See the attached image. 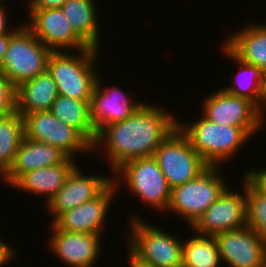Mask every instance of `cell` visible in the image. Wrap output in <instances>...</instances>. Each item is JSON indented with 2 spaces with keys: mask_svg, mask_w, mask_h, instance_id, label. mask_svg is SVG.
Here are the masks:
<instances>
[{
  "mask_svg": "<svg viewBox=\"0 0 266 267\" xmlns=\"http://www.w3.org/2000/svg\"><path fill=\"white\" fill-rule=\"evenodd\" d=\"M158 105L143 103L127 119L97 133L92 149L105 146L111 174L129 160L153 157L160 143L178 128V120Z\"/></svg>",
  "mask_w": 266,
  "mask_h": 267,
  "instance_id": "obj_1",
  "label": "cell"
},
{
  "mask_svg": "<svg viewBox=\"0 0 266 267\" xmlns=\"http://www.w3.org/2000/svg\"><path fill=\"white\" fill-rule=\"evenodd\" d=\"M99 50L90 47L78 50L77 54L71 51L69 54L67 51L51 52L47 70L56 83L58 95L82 101L91 100L97 78L100 76L94 67Z\"/></svg>",
  "mask_w": 266,
  "mask_h": 267,
  "instance_id": "obj_2",
  "label": "cell"
},
{
  "mask_svg": "<svg viewBox=\"0 0 266 267\" xmlns=\"http://www.w3.org/2000/svg\"><path fill=\"white\" fill-rule=\"evenodd\" d=\"M181 122L179 130L209 166L229 162L251 138L241 127L214 123L203 115L191 124Z\"/></svg>",
  "mask_w": 266,
  "mask_h": 267,
  "instance_id": "obj_3",
  "label": "cell"
},
{
  "mask_svg": "<svg viewBox=\"0 0 266 267\" xmlns=\"http://www.w3.org/2000/svg\"><path fill=\"white\" fill-rule=\"evenodd\" d=\"M128 249L140 260L155 267H181L183 241L138 216H130ZM136 217V218H135Z\"/></svg>",
  "mask_w": 266,
  "mask_h": 267,
  "instance_id": "obj_4",
  "label": "cell"
},
{
  "mask_svg": "<svg viewBox=\"0 0 266 267\" xmlns=\"http://www.w3.org/2000/svg\"><path fill=\"white\" fill-rule=\"evenodd\" d=\"M51 52L25 24H22L10 36L0 73L18 87L22 82L33 79L47 70Z\"/></svg>",
  "mask_w": 266,
  "mask_h": 267,
  "instance_id": "obj_5",
  "label": "cell"
},
{
  "mask_svg": "<svg viewBox=\"0 0 266 267\" xmlns=\"http://www.w3.org/2000/svg\"><path fill=\"white\" fill-rule=\"evenodd\" d=\"M220 167L208 166L193 180L172 188L167 211L185 218L191 227L227 187Z\"/></svg>",
  "mask_w": 266,
  "mask_h": 267,
  "instance_id": "obj_6",
  "label": "cell"
},
{
  "mask_svg": "<svg viewBox=\"0 0 266 267\" xmlns=\"http://www.w3.org/2000/svg\"><path fill=\"white\" fill-rule=\"evenodd\" d=\"M113 174H115L113 175V182L117 186L122 180L121 182L124 181L132 191L131 194L134 193L136 196H139L141 202L156 210L167 211L171 197V188L153 157L129 160Z\"/></svg>",
  "mask_w": 266,
  "mask_h": 267,
  "instance_id": "obj_7",
  "label": "cell"
},
{
  "mask_svg": "<svg viewBox=\"0 0 266 267\" xmlns=\"http://www.w3.org/2000/svg\"><path fill=\"white\" fill-rule=\"evenodd\" d=\"M153 158L171 189L193 180L209 166L179 128L160 143Z\"/></svg>",
  "mask_w": 266,
  "mask_h": 267,
  "instance_id": "obj_8",
  "label": "cell"
},
{
  "mask_svg": "<svg viewBox=\"0 0 266 267\" xmlns=\"http://www.w3.org/2000/svg\"><path fill=\"white\" fill-rule=\"evenodd\" d=\"M21 116L25 138L55 146L72 159L79 153L92 151V145L76 129L59 121L51 111Z\"/></svg>",
  "mask_w": 266,
  "mask_h": 267,
  "instance_id": "obj_9",
  "label": "cell"
},
{
  "mask_svg": "<svg viewBox=\"0 0 266 267\" xmlns=\"http://www.w3.org/2000/svg\"><path fill=\"white\" fill-rule=\"evenodd\" d=\"M203 116L209 121L241 127L251 138L265 125L264 113L251 101L223 89L203 101Z\"/></svg>",
  "mask_w": 266,
  "mask_h": 267,
  "instance_id": "obj_10",
  "label": "cell"
},
{
  "mask_svg": "<svg viewBox=\"0 0 266 267\" xmlns=\"http://www.w3.org/2000/svg\"><path fill=\"white\" fill-rule=\"evenodd\" d=\"M242 193L230 191L228 186L219 198L211 204L190 227L200 235L216 234L238 230L247 226L245 177Z\"/></svg>",
  "mask_w": 266,
  "mask_h": 267,
  "instance_id": "obj_11",
  "label": "cell"
},
{
  "mask_svg": "<svg viewBox=\"0 0 266 267\" xmlns=\"http://www.w3.org/2000/svg\"><path fill=\"white\" fill-rule=\"evenodd\" d=\"M25 25L51 51L90 48L73 30L61 8L29 9ZM67 48V49H66Z\"/></svg>",
  "mask_w": 266,
  "mask_h": 267,
  "instance_id": "obj_12",
  "label": "cell"
},
{
  "mask_svg": "<svg viewBox=\"0 0 266 267\" xmlns=\"http://www.w3.org/2000/svg\"><path fill=\"white\" fill-rule=\"evenodd\" d=\"M221 262L228 267H261L266 255V241L246 226L214 235Z\"/></svg>",
  "mask_w": 266,
  "mask_h": 267,
  "instance_id": "obj_13",
  "label": "cell"
},
{
  "mask_svg": "<svg viewBox=\"0 0 266 267\" xmlns=\"http://www.w3.org/2000/svg\"><path fill=\"white\" fill-rule=\"evenodd\" d=\"M112 182L99 196L86 201L80 206L61 213L52 224L58 229L67 232L95 233L102 235V228L105 227L106 215L114 195L118 188Z\"/></svg>",
  "mask_w": 266,
  "mask_h": 267,
  "instance_id": "obj_14",
  "label": "cell"
},
{
  "mask_svg": "<svg viewBox=\"0 0 266 267\" xmlns=\"http://www.w3.org/2000/svg\"><path fill=\"white\" fill-rule=\"evenodd\" d=\"M84 175L77 165L63 187L46 204L48 214H52L54 220L61 213L96 198L113 182V176L109 178L108 175Z\"/></svg>",
  "mask_w": 266,
  "mask_h": 267,
  "instance_id": "obj_15",
  "label": "cell"
},
{
  "mask_svg": "<svg viewBox=\"0 0 266 267\" xmlns=\"http://www.w3.org/2000/svg\"><path fill=\"white\" fill-rule=\"evenodd\" d=\"M50 251L69 267H93L100 254L101 237L95 233L58 230L51 225Z\"/></svg>",
  "mask_w": 266,
  "mask_h": 267,
  "instance_id": "obj_16",
  "label": "cell"
},
{
  "mask_svg": "<svg viewBox=\"0 0 266 267\" xmlns=\"http://www.w3.org/2000/svg\"><path fill=\"white\" fill-rule=\"evenodd\" d=\"M101 81L98 77L90 100V118L96 133L103 127L127 119L143 104L130 99L128 93L115 85L102 89Z\"/></svg>",
  "mask_w": 266,
  "mask_h": 267,
  "instance_id": "obj_17",
  "label": "cell"
},
{
  "mask_svg": "<svg viewBox=\"0 0 266 267\" xmlns=\"http://www.w3.org/2000/svg\"><path fill=\"white\" fill-rule=\"evenodd\" d=\"M74 161L55 146L24 137L11 168L1 179L12 187L30 171L57 164H77Z\"/></svg>",
  "mask_w": 266,
  "mask_h": 267,
  "instance_id": "obj_18",
  "label": "cell"
},
{
  "mask_svg": "<svg viewBox=\"0 0 266 267\" xmlns=\"http://www.w3.org/2000/svg\"><path fill=\"white\" fill-rule=\"evenodd\" d=\"M57 97L56 83L46 70L16 87V110L20 114L50 111Z\"/></svg>",
  "mask_w": 266,
  "mask_h": 267,
  "instance_id": "obj_19",
  "label": "cell"
},
{
  "mask_svg": "<svg viewBox=\"0 0 266 267\" xmlns=\"http://www.w3.org/2000/svg\"><path fill=\"white\" fill-rule=\"evenodd\" d=\"M232 33L224 44L243 62L266 73V24L253 22Z\"/></svg>",
  "mask_w": 266,
  "mask_h": 267,
  "instance_id": "obj_20",
  "label": "cell"
},
{
  "mask_svg": "<svg viewBox=\"0 0 266 267\" xmlns=\"http://www.w3.org/2000/svg\"><path fill=\"white\" fill-rule=\"evenodd\" d=\"M222 45V52L224 53V55H226L229 60L232 59V61H235L234 63L237 62L236 64L240 66L238 73L235 74L236 77H234L232 81L233 86L229 85V87H224L222 89L231 95L248 99L249 101L253 102L263 113H265L264 109L266 107V73H264L257 66H253L246 62H243L224 43ZM243 73H247L245 76H247L248 79L245 78ZM237 76L240 78H238ZM242 76H244L245 81L247 80V82H250L251 85L244 84L245 81H242ZM246 85L248 87H246Z\"/></svg>",
  "mask_w": 266,
  "mask_h": 267,
  "instance_id": "obj_21",
  "label": "cell"
},
{
  "mask_svg": "<svg viewBox=\"0 0 266 267\" xmlns=\"http://www.w3.org/2000/svg\"><path fill=\"white\" fill-rule=\"evenodd\" d=\"M76 164H57L36 169L24 174L12 188L31 194L45 195L48 204L55 194L63 187Z\"/></svg>",
  "mask_w": 266,
  "mask_h": 267,
  "instance_id": "obj_22",
  "label": "cell"
},
{
  "mask_svg": "<svg viewBox=\"0 0 266 267\" xmlns=\"http://www.w3.org/2000/svg\"><path fill=\"white\" fill-rule=\"evenodd\" d=\"M61 9L75 33L92 48L99 49L98 14L94 0H66Z\"/></svg>",
  "mask_w": 266,
  "mask_h": 267,
  "instance_id": "obj_23",
  "label": "cell"
},
{
  "mask_svg": "<svg viewBox=\"0 0 266 267\" xmlns=\"http://www.w3.org/2000/svg\"><path fill=\"white\" fill-rule=\"evenodd\" d=\"M50 111L63 123L76 129L91 145L97 133L90 118V101L58 95Z\"/></svg>",
  "mask_w": 266,
  "mask_h": 267,
  "instance_id": "obj_24",
  "label": "cell"
},
{
  "mask_svg": "<svg viewBox=\"0 0 266 267\" xmlns=\"http://www.w3.org/2000/svg\"><path fill=\"white\" fill-rule=\"evenodd\" d=\"M23 138L24 121L17 110L0 117V174L2 176L11 168Z\"/></svg>",
  "mask_w": 266,
  "mask_h": 267,
  "instance_id": "obj_25",
  "label": "cell"
},
{
  "mask_svg": "<svg viewBox=\"0 0 266 267\" xmlns=\"http://www.w3.org/2000/svg\"><path fill=\"white\" fill-rule=\"evenodd\" d=\"M183 241V265L188 267H220L222 264L214 236L200 235Z\"/></svg>",
  "mask_w": 266,
  "mask_h": 267,
  "instance_id": "obj_26",
  "label": "cell"
},
{
  "mask_svg": "<svg viewBox=\"0 0 266 267\" xmlns=\"http://www.w3.org/2000/svg\"><path fill=\"white\" fill-rule=\"evenodd\" d=\"M247 226L266 241V195L245 178Z\"/></svg>",
  "mask_w": 266,
  "mask_h": 267,
  "instance_id": "obj_27",
  "label": "cell"
},
{
  "mask_svg": "<svg viewBox=\"0 0 266 267\" xmlns=\"http://www.w3.org/2000/svg\"><path fill=\"white\" fill-rule=\"evenodd\" d=\"M16 110V87L0 73V117Z\"/></svg>",
  "mask_w": 266,
  "mask_h": 267,
  "instance_id": "obj_28",
  "label": "cell"
},
{
  "mask_svg": "<svg viewBox=\"0 0 266 267\" xmlns=\"http://www.w3.org/2000/svg\"><path fill=\"white\" fill-rule=\"evenodd\" d=\"M251 169V170H250ZM253 169V170H252ZM245 174V175H244ZM243 176L260 192L266 195V168H249Z\"/></svg>",
  "mask_w": 266,
  "mask_h": 267,
  "instance_id": "obj_29",
  "label": "cell"
},
{
  "mask_svg": "<svg viewBox=\"0 0 266 267\" xmlns=\"http://www.w3.org/2000/svg\"><path fill=\"white\" fill-rule=\"evenodd\" d=\"M66 0H29L28 9L61 8Z\"/></svg>",
  "mask_w": 266,
  "mask_h": 267,
  "instance_id": "obj_30",
  "label": "cell"
},
{
  "mask_svg": "<svg viewBox=\"0 0 266 267\" xmlns=\"http://www.w3.org/2000/svg\"><path fill=\"white\" fill-rule=\"evenodd\" d=\"M3 238L0 239V267H3L9 261H13V257L15 256V249L2 241Z\"/></svg>",
  "mask_w": 266,
  "mask_h": 267,
  "instance_id": "obj_31",
  "label": "cell"
},
{
  "mask_svg": "<svg viewBox=\"0 0 266 267\" xmlns=\"http://www.w3.org/2000/svg\"><path fill=\"white\" fill-rule=\"evenodd\" d=\"M3 2L0 3V36L3 35V34H6V33H10V32H15L20 25H18V27H16L14 30L13 29H10V28H7L9 26L8 23H7V13H6V8H4V6H2ZM10 29V30H9Z\"/></svg>",
  "mask_w": 266,
  "mask_h": 267,
  "instance_id": "obj_32",
  "label": "cell"
},
{
  "mask_svg": "<svg viewBox=\"0 0 266 267\" xmlns=\"http://www.w3.org/2000/svg\"><path fill=\"white\" fill-rule=\"evenodd\" d=\"M14 32L6 33L0 36V68L5 57L6 51L8 49L10 36Z\"/></svg>",
  "mask_w": 266,
  "mask_h": 267,
  "instance_id": "obj_33",
  "label": "cell"
},
{
  "mask_svg": "<svg viewBox=\"0 0 266 267\" xmlns=\"http://www.w3.org/2000/svg\"><path fill=\"white\" fill-rule=\"evenodd\" d=\"M128 251H129L128 259H129L130 267H155L154 265L150 263L140 260L129 249Z\"/></svg>",
  "mask_w": 266,
  "mask_h": 267,
  "instance_id": "obj_34",
  "label": "cell"
},
{
  "mask_svg": "<svg viewBox=\"0 0 266 267\" xmlns=\"http://www.w3.org/2000/svg\"><path fill=\"white\" fill-rule=\"evenodd\" d=\"M261 267H266V255H265V258L263 259V263Z\"/></svg>",
  "mask_w": 266,
  "mask_h": 267,
  "instance_id": "obj_35",
  "label": "cell"
}]
</instances>
